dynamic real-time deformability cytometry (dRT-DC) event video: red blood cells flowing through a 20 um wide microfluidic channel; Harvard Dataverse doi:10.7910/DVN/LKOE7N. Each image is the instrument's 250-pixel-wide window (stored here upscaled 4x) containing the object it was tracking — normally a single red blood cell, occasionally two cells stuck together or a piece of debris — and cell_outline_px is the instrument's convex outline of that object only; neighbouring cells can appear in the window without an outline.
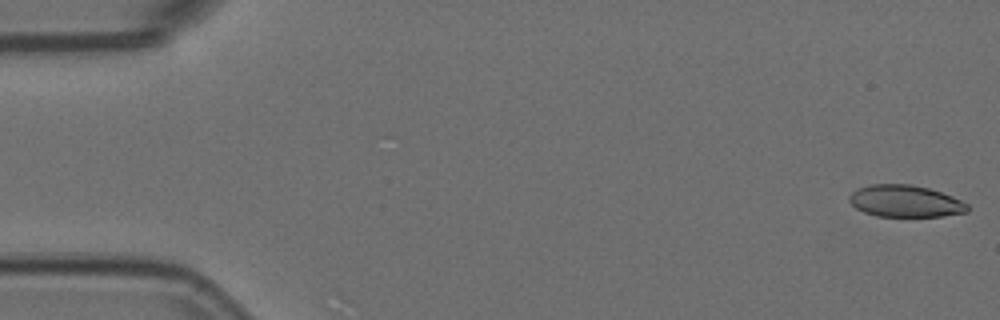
{"species": "Egyptian fruit bat (a non-hibernating species)", "species_latin": "Rousettus aegyptiacus", "temperature_condition": "room temperature", "stored_images_in_passage": 5, "camera_frame_rate_fps": 3000, "um_per_image_px": 0.085, "animal": {"sex": "female"}, "frame": {"image": 1, "passage_image": 1, "time_ms": 0.0, "image_size_px": [1000, 320], "cell_outline_px": [[968, 212], [944, 216], [876, 216], [864, 212], [856, 208], [848, 200], [848, 196], [856, 188], [868, 184], [912, 184], [928, 188], [952, 196], [968, 204]], "centroid_in_image_um": [76.92, 17.09], "position_along_channel_um": 8.1, "area_um2": 22.08}}
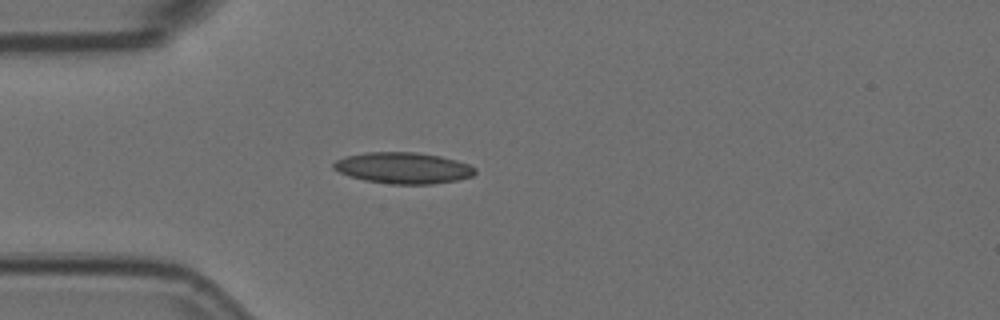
{"frame": {"image": 2, "passage_image": 5, "time_ms": 1.333, "image_size_px": [1000, 320], "cell_outline_px": [[476, 172], [472, 176], [456, 180], [432, 184], [392, 184], [364, 180], [340, 172], [332, 168], [332, 164], [336, 160], [344, 156], [364, 152], [416, 152], [440, 156], [456, 160], [468, 164], [476, 168]], "centroid_in_image_um": [34.26, 14.27], "position_along_channel_um": 50.7, "area_um2": 25.72}}